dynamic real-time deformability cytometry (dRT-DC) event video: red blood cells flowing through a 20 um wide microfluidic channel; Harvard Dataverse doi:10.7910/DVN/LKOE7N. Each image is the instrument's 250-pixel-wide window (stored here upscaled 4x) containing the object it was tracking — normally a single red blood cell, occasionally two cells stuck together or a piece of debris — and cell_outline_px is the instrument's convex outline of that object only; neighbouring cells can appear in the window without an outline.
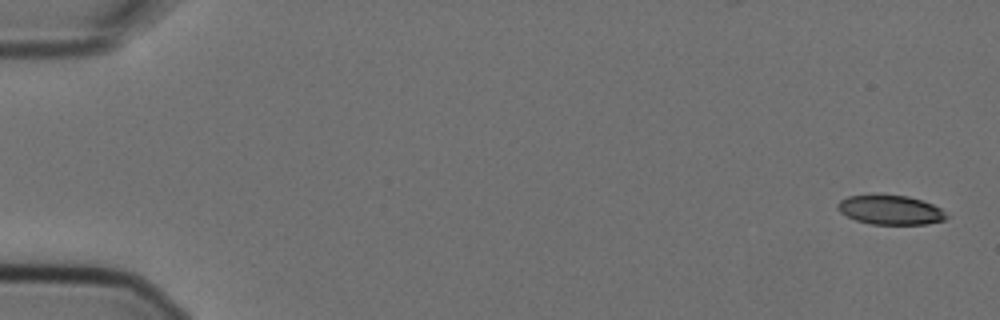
{"species": "Egyptian fruit bat (a non-hibernating species)", "species_latin": "Rousettus aegyptiacus", "temperature_condition": "cold", "stored_images_in_passage": 5, "camera_frame_rate_fps": 3000, "um_per_image_px": 0.085, "animal": {"sex": "female"}, "frame": {"image": 1, "passage_image": 1, "time_ms": 0.0, "image_size_px": [1000, 320], "cell_outline_px": [[948, 216], [944, 220], [924, 224], [872, 224], [856, 220], [840, 212], [836, 208], [836, 204], [840, 200], [848, 196], [908, 196], [932, 204], [940, 208]], "centroid_in_image_um": [75.67, 17.86], "position_along_channel_um": 9.3, "area_um2": 18.15}}
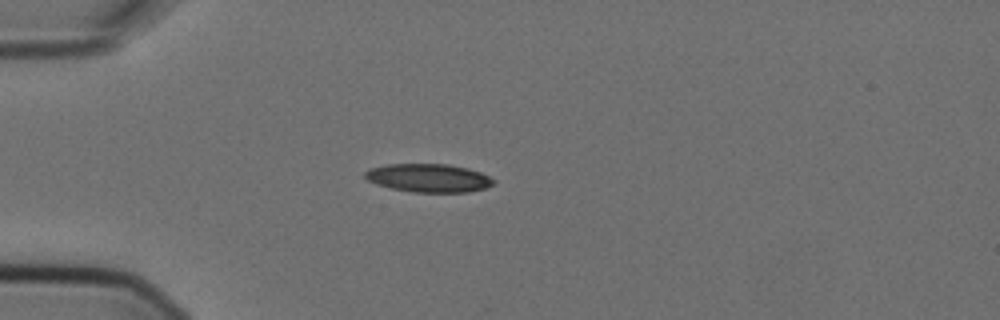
{"frame": {"image": 2, "passage_image": 5, "time_ms": 1.333, "image_size_px": [1000, 320], "cell_outline_px": [[496, 180], [492, 184], [484, 188], [468, 192], [412, 192], [392, 188], [376, 184], [368, 180], [364, 176], [364, 172], [372, 168], [388, 164], [448, 164], [468, 168], [480, 172]], "centroid_in_image_um": [36.43, 15.12], "position_along_channel_um": 48.6, "area_um2": 21.1}}